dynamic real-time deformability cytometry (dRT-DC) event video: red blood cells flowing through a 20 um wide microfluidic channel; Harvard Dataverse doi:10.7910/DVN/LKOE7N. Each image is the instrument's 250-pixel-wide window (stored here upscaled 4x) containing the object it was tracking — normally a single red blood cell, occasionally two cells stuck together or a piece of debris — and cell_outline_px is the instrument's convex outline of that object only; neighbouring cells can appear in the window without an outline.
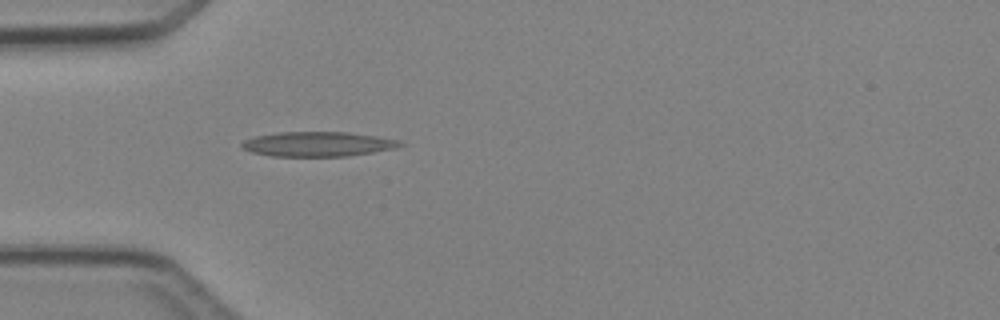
{"species": "Egyptian fruit bat (a non-hibernating species)", "species_latin": "Rousettus aegyptiacus", "temperature_condition": "cold", "stored_images_in_passage": 3, "camera_frame_rate_fps": 3000, "um_per_image_px": 0.085, "animal": {"sex": "female"}, "frame": {"image": 1, "passage_image": 3, "time_ms": 2.333, "image_size_px": [1000, 320], "cell_outline_px": [[404, 144], [396, 148], [348, 156], [272, 156], [252, 152], [240, 148], [240, 144], [244, 140], [256, 136], [276, 132], [348, 132], [376, 136], [400, 140]], "centroid_in_image_um": [27.0, 12.24], "position_along_channel_um": 58.0, "area_um2": 22.83}}